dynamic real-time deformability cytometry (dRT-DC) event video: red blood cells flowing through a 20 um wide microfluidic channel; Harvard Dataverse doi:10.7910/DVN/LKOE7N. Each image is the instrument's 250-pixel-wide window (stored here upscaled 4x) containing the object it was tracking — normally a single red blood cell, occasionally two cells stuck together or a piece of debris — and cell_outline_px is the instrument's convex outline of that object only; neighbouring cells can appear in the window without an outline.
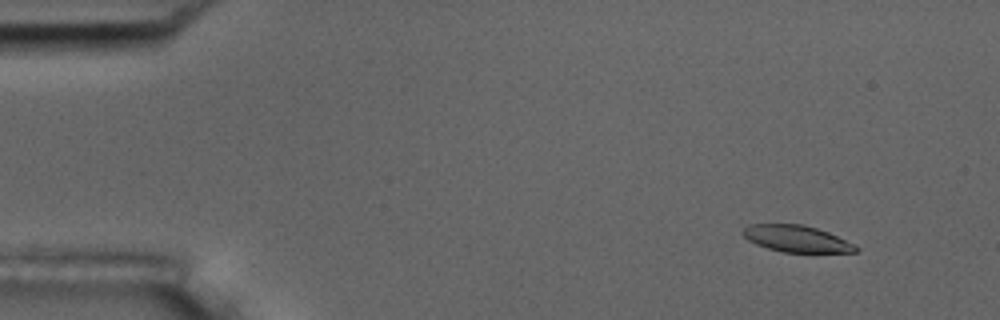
{"species": "common noctule bat (a hibernating species)", "species_latin": "Nyctalus noctula", "temperature_condition": "room temperature", "stored_images_in_passage": 57, "camera_frame_rate_fps": 3000, "um_per_image_px": 0.085, "animal": {"sex": "male", "body_mass_g": 17.5, "forearm_length_mm": 52.3}, "frame": {"image": 1, "passage_image": 6, "time_ms": 1.667, "image_size_px": [1000, 320], "cell_outline_px": [[860, 248], [856, 252], [784, 252], [768, 248], [756, 244], [748, 240], [740, 232], [748, 224], [804, 224], [828, 232], [856, 244]], "centroid_in_image_um": [67.71, 20.28], "position_along_channel_um": 17.3, "area_um2": 17.57}}
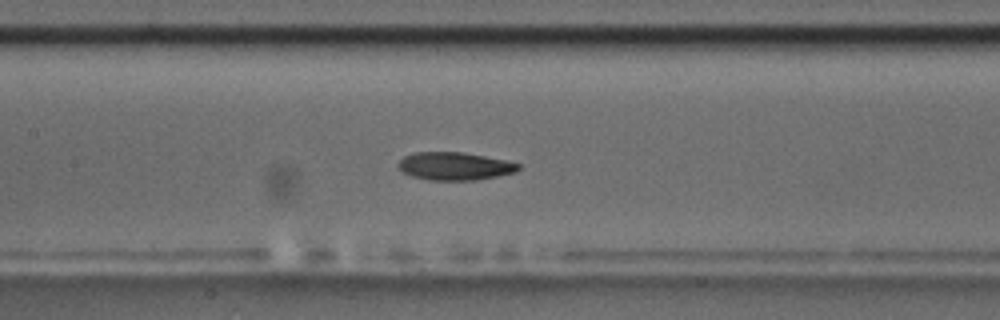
{"frame": {"image": 2, "passage_image": 27, "time_ms": 8.667, "image_size_px": [1000, 320], "cell_outline_px": [[520, 168], [516, 172], [476, 180], [428, 180], [412, 176], [400, 172], [396, 168], [396, 164], [404, 156], [416, 152], [460, 152], [484, 156], [504, 160], [520, 164]], "centroid_in_image_um": [38.58, 14.13], "position_along_channel_um": 168.8, "area_um2": 19.59}}
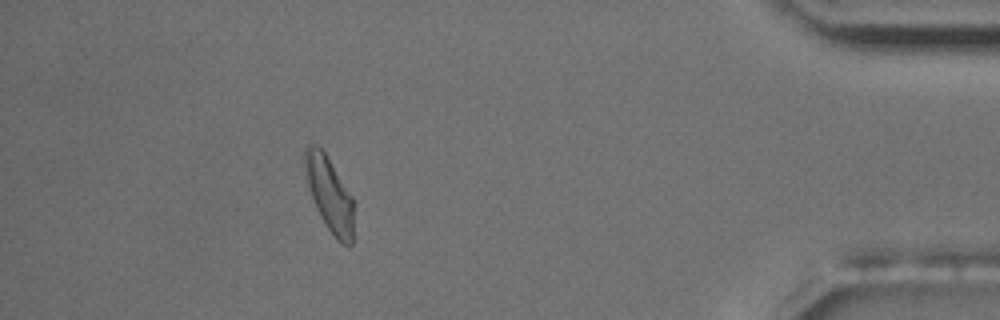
{"frame": {"image": 3, "passage_image": 51, "time_ms": 16.667, "image_size_px": [1000, 320], "cell_outline_px": [[356, 204], [352, 244], [348, 248], [336, 240], [324, 224], [316, 208], [308, 184], [304, 164], [304, 148], [308, 144], [312, 144], [320, 148], [324, 152], [352, 196]], "centroid_in_image_um": [28.06, 16.6], "position_along_channel_um": 407.1, "area_um2": 21.56}, "authors_computed_cell_mechanics": {"area_um2": 19.7676, "velocity_mm_per_s": 3.6103, "shape_relaxation_time_tau1_ms": 6.1782, "shape_relaxation_time_tau2_ms": 7.498, "deformation_change_tau1": 0.1913, "deformation_change_tau2": 0.1357}}